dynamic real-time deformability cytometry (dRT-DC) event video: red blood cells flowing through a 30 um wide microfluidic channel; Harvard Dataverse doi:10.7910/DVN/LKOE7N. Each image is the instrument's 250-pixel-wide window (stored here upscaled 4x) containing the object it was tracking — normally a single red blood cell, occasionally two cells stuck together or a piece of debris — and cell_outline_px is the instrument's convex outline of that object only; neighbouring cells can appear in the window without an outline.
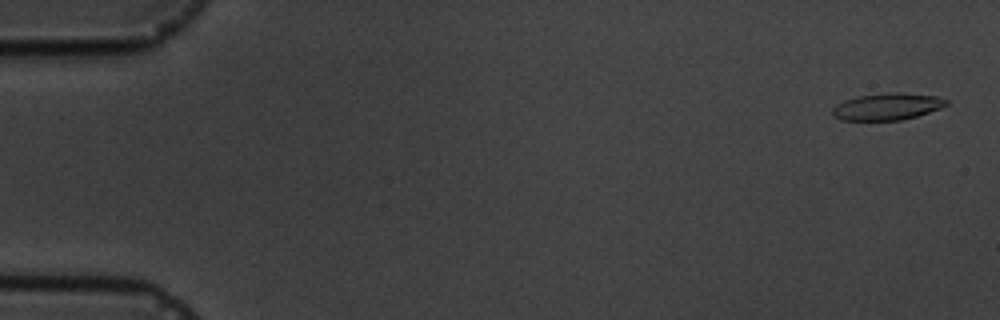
{"species": "common noctule bat (a hibernating species)", "species_latin": "Nyctalus noctula", "temperature_condition": "cold", "stored_images_in_passage": 6, "camera_frame_rate_fps": 3000, "um_per_image_px": 0.085, "animal": {"sex": "male", "body_mass_g": 19.5, "forearm_length_mm": 54.6}, "frame": {"image": 1, "passage_image": 1, "time_ms": 0.0, "image_size_px": [1000, 320], "cell_outline_px": [[948, 104], [940, 108], [916, 116], [900, 120], [840, 120], [832, 116], [832, 108], [836, 104], [844, 100], [860, 96], [888, 92], [900, 92], [936, 96], [948, 100]], "centroid_in_image_um": [75.38, 9.06], "position_along_channel_um": 9.6, "area_um2": 17.8}}
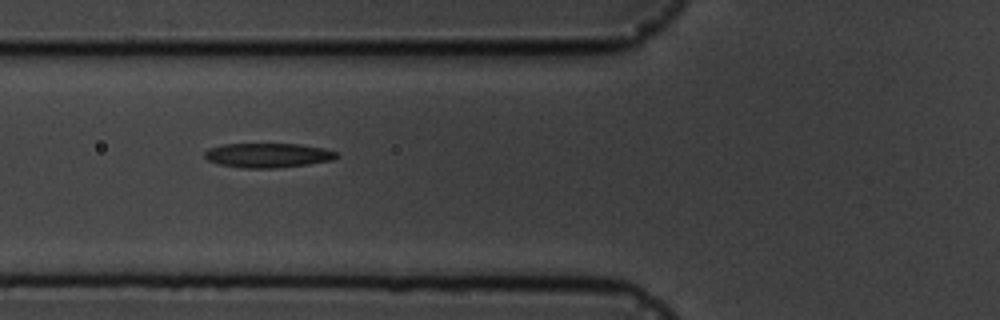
{"frame": {"image": 2, "passage_image": 5, "time_ms": 6.333, "image_size_px": [1000, 320], "cell_outline_px": [[340, 156], [332, 160], [308, 164], [276, 168], [244, 168], [220, 164], [208, 160], [204, 156], [204, 152], [208, 148], [224, 144], [300, 144], [324, 148], [336, 152]], "centroid_in_image_um": [22.78, 13.2], "position_along_channel_um": 103.0, "area_um2": 18.79}}
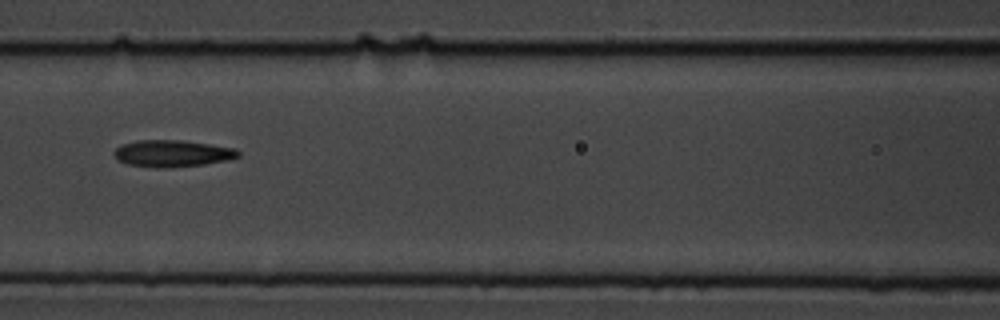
{"frame": {"image": 3, "passage_image": 6, "time_ms": 7.667, "image_size_px": [1000, 320], "cell_outline_px": [[240, 156], [228, 160], [204, 164], [164, 168], [160, 168], [128, 164], [116, 160], [112, 152], [120, 144], [140, 140], [184, 140], [236, 148], [240, 152]], "centroid_in_image_um": [14.64, 13.03], "position_along_channel_um": 152.0, "area_um2": 19.54}}